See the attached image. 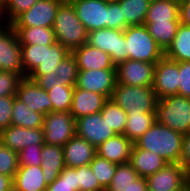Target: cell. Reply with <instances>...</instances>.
Instances as JSON below:
<instances>
[{"instance_id": "6da1fadb", "label": "cell", "mask_w": 190, "mask_h": 191, "mask_svg": "<svg viewBox=\"0 0 190 191\" xmlns=\"http://www.w3.org/2000/svg\"><path fill=\"white\" fill-rule=\"evenodd\" d=\"M134 144L152 151L168 163H180L183 149V135L155 121Z\"/></svg>"}, {"instance_id": "7a4b0ae2", "label": "cell", "mask_w": 190, "mask_h": 191, "mask_svg": "<svg viewBox=\"0 0 190 191\" xmlns=\"http://www.w3.org/2000/svg\"><path fill=\"white\" fill-rule=\"evenodd\" d=\"M69 53L71 52L58 42L50 46L21 45L24 78L52 72Z\"/></svg>"}, {"instance_id": "3957f363", "label": "cell", "mask_w": 190, "mask_h": 191, "mask_svg": "<svg viewBox=\"0 0 190 191\" xmlns=\"http://www.w3.org/2000/svg\"><path fill=\"white\" fill-rule=\"evenodd\" d=\"M52 28L56 42L70 52L87 42L89 32L77 18L71 4L60 5Z\"/></svg>"}, {"instance_id": "277c9868", "label": "cell", "mask_w": 190, "mask_h": 191, "mask_svg": "<svg viewBox=\"0 0 190 191\" xmlns=\"http://www.w3.org/2000/svg\"><path fill=\"white\" fill-rule=\"evenodd\" d=\"M111 99L128 114L156 113L158 98L152 86L117 83Z\"/></svg>"}, {"instance_id": "5b68a950", "label": "cell", "mask_w": 190, "mask_h": 191, "mask_svg": "<svg viewBox=\"0 0 190 191\" xmlns=\"http://www.w3.org/2000/svg\"><path fill=\"white\" fill-rule=\"evenodd\" d=\"M156 121L185 135L190 132V98L170 95L158 99Z\"/></svg>"}, {"instance_id": "8992f818", "label": "cell", "mask_w": 190, "mask_h": 191, "mask_svg": "<svg viewBox=\"0 0 190 191\" xmlns=\"http://www.w3.org/2000/svg\"><path fill=\"white\" fill-rule=\"evenodd\" d=\"M128 59L156 64L165 52L151 37L145 25L128 26L124 30Z\"/></svg>"}, {"instance_id": "52a82bcc", "label": "cell", "mask_w": 190, "mask_h": 191, "mask_svg": "<svg viewBox=\"0 0 190 191\" xmlns=\"http://www.w3.org/2000/svg\"><path fill=\"white\" fill-rule=\"evenodd\" d=\"M44 142L64 146L76 135V120L70 111L50 112L43 119Z\"/></svg>"}, {"instance_id": "ba28073f", "label": "cell", "mask_w": 190, "mask_h": 191, "mask_svg": "<svg viewBox=\"0 0 190 191\" xmlns=\"http://www.w3.org/2000/svg\"><path fill=\"white\" fill-rule=\"evenodd\" d=\"M86 43L108 53L115 66L128 59L124 30L103 28L91 31Z\"/></svg>"}, {"instance_id": "9c48e42d", "label": "cell", "mask_w": 190, "mask_h": 191, "mask_svg": "<svg viewBox=\"0 0 190 191\" xmlns=\"http://www.w3.org/2000/svg\"><path fill=\"white\" fill-rule=\"evenodd\" d=\"M0 71L17 73L24 78L21 45L14 29L0 23Z\"/></svg>"}, {"instance_id": "30bf717a", "label": "cell", "mask_w": 190, "mask_h": 191, "mask_svg": "<svg viewBox=\"0 0 190 191\" xmlns=\"http://www.w3.org/2000/svg\"><path fill=\"white\" fill-rule=\"evenodd\" d=\"M145 179L148 191H185L190 173L181 163H168Z\"/></svg>"}, {"instance_id": "8fae6325", "label": "cell", "mask_w": 190, "mask_h": 191, "mask_svg": "<svg viewBox=\"0 0 190 191\" xmlns=\"http://www.w3.org/2000/svg\"><path fill=\"white\" fill-rule=\"evenodd\" d=\"M60 5L54 0H39L30 9L20 14L10 26L12 28H52Z\"/></svg>"}, {"instance_id": "7c38bea8", "label": "cell", "mask_w": 190, "mask_h": 191, "mask_svg": "<svg viewBox=\"0 0 190 191\" xmlns=\"http://www.w3.org/2000/svg\"><path fill=\"white\" fill-rule=\"evenodd\" d=\"M117 84L116 69L78 70L76 87L111 99Z\"/></svg>"}, {"instance_id": "4fadbf2b", "label": "cell", "mask_w": 190, "mask_h": 191, "mask_svg": "<svg viewBox=\"0 0 190 191\" xmlns=\"http://www.w3.org/2000/svg\"><path fill=\"white\" fill-rule=\"evenodd\" d=\"M154 69V63L127 59L116 65L117 83L153 87Z\"/></svg>"}, {"instance_id": "5bb4252c", "label": "cell", "mask_w": 190, "mask_h": 191, "mask_svg": "<svg viewBox=\"0 0 190 191\" xmlns=\"http://www.w3.org/2000/svg\"><path fill=\"white\" fill-rule=\"evenodd\" d=\"M77 18L88 32L108 28V2L103 0H74Z\"/></svg>"}, {"instance_id": "9a60e30c", "label": "cell", "mask_w": 190, "mask_h": 191, "mask_svg": "<svg viewBox=\"0 0 190 191\" xmlns=\"http://www.w3.org/2000/svg\"><path fill=\"white\" fill-rule=\"evenodd\" d=\"M179 62L165 56L155 64L153 91L158 99L178 94Z\"/></svg>"}, {"instance_id": "2e32d148", "label": "cell", "mask_w": 190, "mask_h": 191, "mask_svg": "<svg viewBox=\"0 0 190 191\" xmlns=\"http://www.w3.org/2000/svg\"><path fill=\"white\" fill-rule=\"evenodd\" d=\"M76 135L98 147L116 133L99 112L76 119Z\"/></svg>"}, {"instance_id": "e0dca14e", "label": "cell", "mask_w": 190, "mask_h": 191, "mask_svg": "<svg viewBox=\"0 0 190 191\" xmlns=\"http://www.w3.org/2000/svg\"><path fill=\"white\" fill-rule=\"evenodd\" d=\"M16 97L31 110L44 116L52 112V102L45 89L28 77L22 78L17 86Z\"/></svg>"}, {"instance_id": "ac0fdd59", "label": "cell", "mask_w": 190, "mask_h": 191, "mask_svg": "<svg viewBox=\"0 0 190 191\" xmlns=\"http://www.w3.org/2000/svg\"><path fill=\"white\" fill-rule=\"evenodd\" d=\"M0 142L18 153L27 146L44 144V131L43 128H24L11 124L0 132Z\"/></svg>"}, {"instance_id": "d6986e66", "label": "cell", "mask_w": 190, "mask_h": 191, "mask_svg": "<svg viewBox=\"0 0 190 191\" xmlns=\"http://www.w3.org/2000/svg\"><path fill=\"white\" fill-rule=\"evenodd\" d=\"M96 155V147L77 135L63 146L64 163L67 167L89 165Z\"/></svg>"}, {"instance_id": "ffe728a7", "label": "cell", "mask_w": 190, "mask_h": 191, "mask_svg": "<svg viewBox=\"0 0 190 191\" xmlns=\"http://www.w3.org/2000/svg\"><path fill=\"white\" fill-rule=\"evenodd\" d=\"M108 99L99 93L74 87L70 113L74 119L99 113Z\"/></svg>"}, {"instance_id": "44dd1931", "label": "cell", "mask_w": 190, "mask_h": 191, "mask_svg": "<svg viewBox=\"0 0 190 191\" xmlns=\"http://www.w3.org/2000/svg\"><path fill=\"white\" fill-rule=\"evenodd\" d=\"M72 54L77 60L78 70L116 69L108 53L87 43L74 49Z\"/></svg>"}, {"instance_id": "7402d4cb", "label": "cell", "mask_w": 190, "mask_h": 191, "mask_svg": "<svg viewBox=\"0 0 190 191\" xmlns=\"http://www.w3.org/2000/svg\"><path fill=\"white\" fill-rule=\"evenodd\" d=\"M133 143L124 135L116 134L96 147L97 155L116 164L130 162Z\"/></svg>"}, {"instance_id": "603a6c76", "label": "cell", "mask_w": 190, "mask_h": 191, "mask_svg": "<svg viewBox=\"0 0 190 191\" xmlns=\"http://www.w3.org/2000/svg\"><path fill=\"white\" fill-rule=\"evenodd\" d=\"M130 163L139 177L142 178L153 175L168 164L160 155L138 148L134 143L131 149Z\"/></svg>"}, {"instance_id": "cb8c5ba5", "label": "cell", "mask_w": 190, "mask_h": 191, "mask_svg": "<svg viewBox=\"0 0 190 191\" xmlns=\"http://www.w3.org/2000/svg\"><path fill=\"white\" fill-rule=\"evenodd\" d=\"M42 171L47 185L56 180L65 168L63 147L58 145L43 144L42 152Z\"/></svg>"}, {"instance_id": "d4e9b609", "label": "cell", "mask_w": 190, "mask_h": 191, "mask_svg": "<svg viewBox=\"0 0 190 191\" xmlns=\"http://www.w3.org/2000/svg\"><path fill=\"white\" fill-rule=\"evenodd\" d=\"M41 166H19L13 179L14 191H46Z\"/></svg>"}, {"instance_id": "484cf974", "label": "cell", "mask_w": 190, "mask_h": 191, "mask_svg": "<svg viewBox=\"0 0 190 191\" xmlns=\"http://www.w3.org/2000/svg\"><path fill=\"white\" fill-rule=\"evenodd\" d=\"M180 21V3L172 0H151L145 23Z\"/></svg>"}, {"instance_id": "4316f807", "label": "cell", "mask_w": 190, "mask_h": 191, "mask_svg": "<svg viewBox=\"0 0 190 191\" xmlns=\"http://www.w3.org/2000/svg\"><path fill=\"white\" fill-rule=\"evenodd\" d=\"M17 34L20 45L50 46L56 42L53 28L26 27L13 28Z\"/></svg>"}, {"instance_id": "83f0119b", "label": "cell", "mask_w": 190, "mask_h": 191, "mask_svg": "<svg viewBox=\"0 0 190 191\" xmlns=\"http://www.w3.org/2000/svg\"><path fill=\"white\" fill-rule=\"evenodd\" d=\"M165 57L175 62L190 61V27L180 23L172 44Z\"/></svg>"}, {"instance_id": "f1b7e54d", "label": "cell", "mask_w": 190, "mask_h": 191, "mask_svg": "<svg viewBox=\"0 0 190 191\" xmlns=\"http://www.w3.org/2000/svg\"><path fill=\"white\" fill-rule=\"evenodd\" d=\"M44 115L31 110L21 100L14 96L11 124L24 128H42Z\"/></svg>"}, {"instance_id": "f546056e", "label": "cell", "mask_w": 190, "mask_h": 191, "mask_svg": "<svg viewBox=\"0 0 190 191\" xmlns=\"http://www.w3.org/2000/svg\"><path fill=\"white\" fill-rule=\"evenodd\" d=\"M180 21H162L155 23H144L151 37L165 52L172 44L177 33Z\"/></svg>"}, {"instance_id": "4dcf8cb0", "label": "cell", "mask_w": 190, "mask_h": 191, "mask_svg": "<svg viewBox=\"0 0 190 191\" xmlns=\"http://www.w3.org/2000/svg\"><path fill=\"white\" fill-rule=\"evenodd\" d=\"M128 26L144 25L151 0H117Z\"/></svg>"}, {"instance_id": "1f68e13d", "label": "cell", "mask_w": 190, "mask_h": 191, "mask_svg": "<svg viewBox=\"0 0 190 191\" xmlns=\"http://www.w3.org/2000/svg\"><path fill=\"white\" fill-rule=\"evenodd\" d=\"M156 121V113L128 114L124 135L134 143Z\"/></svg>"}, {"instance_id": "d6a6232c", "label": "cell", "mask_w": 190, "mask_h": 191, "mask_svg": "<svg viewBox=\"0 0 190 191\" xmlns=\"http://www.w3.org/2000/svg\"><path fill=\"white\" fill-rule=\"evenodd\" d=\"M100 113L116 134H124L127 120L125 110L119 107L112 99H108Z\"/></svg>"}, {"instance_id": "836d02e7", "label": "cell", "mask_w": 190, "mask_h": 191, "mask_svg": "<svg viewBox=\"0 0 190 191\" xmlns=\"http://www.w3.org/2000/svg\"><path fill=\"white\" fill-rule=\"evenodd\" d=\"M139 178L130 162L118 164L111 183L105 191H125Z\"/></svg>"}, {"instance_id": "e575fe53", "label": "cell", "mask_w": 190, "mask_h": 191, "mask_svg": "<svg viewBox=\"0 0 190 191\" xmlns=\"http://www.w3.org/2000/svg\"><path fill=\"white\" fill-rule=\"evenodd\" d=\"M74 87L54 84L53 88L47 91L52 102V112L70 111Z\"/></svg>"}, {"instance_id": "d590c367", "label": "cell", "mask_w": 190, "mask_h": 191, "mask_svg": "<svg viewBox=\"0 0 190 191\" xmlns=\"http://www.w3.org/2000/svg\"><path fill=\"white\" fill-rule=\"evenodd\" d=\"M54 73L65 86H76L78 77V66L75 56L71 53L67 55L54 69Z\"/></svg>"}, {"instance_id": "8d00e7d4", "label": "cell", "mask_w": 190, "mask_h": 191, "mask_svg": "<svg viewBox=\"0 0 190 191\" xmlns=\"http://www.w3.org/2000/svg\"><path fill=\"white\" fill-rule=\"evenodd\" d=\"M89 165L101 186L106 190L111 183L118 164L96 155Z\"/></svg>"}, {"instance_id": "74e56055", "label": "cell", "mask_w": 190, "mask_h": 191, "mask_svg": "<svg viewBox=\"0 0 190 191\" xmlns=\"http://www.w3.org/2000/svg\"><path fill=\"white\" fill-rule=\"evenodd\" d=\"M46 191H78L77 170L65 166L59 177L47 186Z\"/></svg>"}, {"instance_id": "f35d334b", "label": "cell", "mask_w": 190, "mask_h": 191, "mask_svg": "<svg viewBox=\"0 0 190 191\" xmlns=\"http://www.w3.org/2000/svg\"><path fill=\"white\" fill-rule=\"evenodd\" d=\"M39 0H6L0 23L10 25L20 14Z\"/></svg>"}, {"instance_id": "ab89813d", "label": "cell", "mask_w": 190, "mask_h": 191, "mask_svg": "<svg viewBox=\"0 0 190 191\" xmlns=\"http://www.w3.org/2000/svg\"><path fill=\"white\" fill-rule=\"evenodd\" d=\"M75 169L77 170L78 191H105L92 172L90 165Z\"/></svg>"}, {"instance_id": "60d3db41", "label": "cell", "mask_w": 190, "mask_h": 191, "mask_svg": "<svg viewBox=\"0 0 190 191\" xmlns=\"http://www.w3.org/2000/svg\"><path fill=\"white\" fill-rule=\"evenodd\" d=\"M19 168L18 154L0 142V174L14 179Z\"/></svg>"}, {"instance_id": "b9f144b4", "label": "cell", "mask_w": 190, "mask_h": 191, "mask_svg": "<svg viewBox=\"0 0 190 191\" xmlns=\"http://www.w3.org/2000/svg\"><path fill=\"white\" fill-rule=\"evenodd\" d=\"M43 144H34L33 146H27L19 151L18 163L19 166H41V152Z\"/></svg>"}, {"instance_id": "7bdbcfd3", "label": "cell", "mask_w": 190, "mask_h": 191, "mask_svg": "<svg viewBox=\"0 0 190 191\" xmlns=\"http://www.w3.org/2000/svg\"><path fill=\"white\" fill-rule=\"evenodd\" d=\"M21 79L17 73L0 71V97L16 96L17 86Z\"/></svg>"}, {"instance_id": "ee69618b", "label": "cell", "mask_w": 190, "mask_h": 191, "mask_svg": "<svg viewBox=\"0 0 190 191\" xmlns=\"http://www.w3.org/2000/svg\"><path fill=\"white\" fill-rule=\"evenodd\" d=\"M108 28L125 30V18L118 1L108 2Z\"/></svg>"}, {"instance_id": "f6af8a7d", "label": "cell", "mask_w": 190, "mask_h": 191, "mask_svg": "<svg viewBox=\"0 0 190 191\" xmlns=\"http://www.w3.org/2000/svg\"><path fill=\"white\" fill-rule=\"evenodd\" d=\"M178 95L190 98V61L179 62Z\"/></svg>"}, {"instance_id": "bcb514c9", "label": "cell", "mask_w": 190, "mask_h": 191, "mask_svg": "<svg viewBox=\"0 0 190 191\" xmlns=\"http://www.w3.org/2000/svg\"><path fill=\"white\" fill-rule=\"evenodd\" d=\"M14 96L0 97V132L11 125Z\"/></svg>"}, {"instance_id": "7dc6e473", "label": "cell", "mask_w": 190, "mask_h": 191, "mask_svg": "<svg viewBox=\"0 0 190 191\" xmlns=\"http://www.w3.org/2000/svg\"><path fill=\"white\" fill-rule=\"evenodd\" d=\"M28 78L35 81L41 88L45 89L46 91L52 89L54 84H63V82H60L57 74L54 73V70L45 75H29Z\"/></svg>"}, {"instance_id": "c3c4849f", "label": "cell", "mask_w": 190, "mask_h": 191, "mask_svg": "<svg viewBox=\"0 0 190 191\" xmlns=\"http://www.w3.org/2000/svg\"><path fill=\"white\" fill-rule=\"evenodd\" d=\"M180 163L190 173V132L183 135V149Z\"/></svg>"}, {"instance_id": "681fc988", "label": "cell", "mask_w": 190, "mask_h": 191, "mask_svg": "<svg viewBox=\"0 0 190 191\" xmlns=\"http://www.w3.org/2000/svg\"><path fill=\"white\" fill-rule=\"evenodd\" d=\"M180 22L190 27V0L180 2Z\"/></svg>"}, {"instance_id": "f907efd6", "label": "cell", "mask_w": 190, "mask_h": 191, "mask_svg": "<svg viewBox=\"0 0 190 191\" xmlns=\"http://www.w3.org/2000/svg\"><path fill=\"white\" fill-rule=\"evenodd\" d=\"M125 191H148L146 179L139 177Z\"/></svg>"}, {"instance_id": "816d5d0a", "label": "cell", "mask_w": 190, "mask_h": 191, "mask_svg": "<svg viewBox=\"0 0 190 191\" xmlns=\"http://www.w3.org/2000/svg\"><path fill=\"white\" fill-rule=\"evenodd\" d=\"M0 191H14L12 177L0 174Z\"/></svg>"}, {"instance_id": "f5cc1de1", "label": "cell", "mask_w": 190, "mask_h": 191, "mask_svg": "<svg viewBox=\"0 0 190 191\" xmlns=\"http://www.w3.org/2000/svg\"><path fill=\"white\" fill-rule=\"evenodd\" d=\"M5 1L6 0H0V19H1L2 14H3L4 6H5Z\"/></svg>"}, {"instance_id": "db71d44e", "label": "cell", "mask_w": 190, "mask_h": 191, "mask_svg": "<svg viewBox=\"0 0 190 191\" xmlns=\"http://www.w3.org/2000/svg\"><path fill=\"white\" fill-rule=\"evenodd\" d=\"M54 1L63 5V4H71L74 0H54Z\"/></svg>"}, {"instance_id": "11a10c76", "label": "cell", "mask_w": 190, "mask_h": 191, "mask_svg": "<svg viewBox=\"0 0 190 191\" xmlns=\"http://www.w3.org/2000/svg\"><path fill=\"white\" fill-rule=\"evenodd\" d=\"M185 191H190V180L187 183L186 190Z\"/></svg>"}, {"instance_id": "9f6ffc18", "label": "cell", "mask_w": 190, "mask_h": 191, "mask_svg": "<svg viewBox=\"0 0 190 191\" xmlns=\"http://www.w3.org/2000/svg\"><path fill=\"white\" fill-rule=\"evenodd\" d=\"M103 1H106V2H115L117 0H103Z\"/></svg>"}, {"instance_id": "6f0895ef", "label": "cell", "mask_w": 190, "mask_h": 191, "mask_svg": "<svg viewBox=\"0 0 190 191\" xmlns=\"http://www.w3.org/2000/svg\"><path fill=\"white\" fill-rule=\"evenodd\" d=\"M172 1H175V2H179V3H180L182 0H172Z\"/></svg>"}]
</instances>
